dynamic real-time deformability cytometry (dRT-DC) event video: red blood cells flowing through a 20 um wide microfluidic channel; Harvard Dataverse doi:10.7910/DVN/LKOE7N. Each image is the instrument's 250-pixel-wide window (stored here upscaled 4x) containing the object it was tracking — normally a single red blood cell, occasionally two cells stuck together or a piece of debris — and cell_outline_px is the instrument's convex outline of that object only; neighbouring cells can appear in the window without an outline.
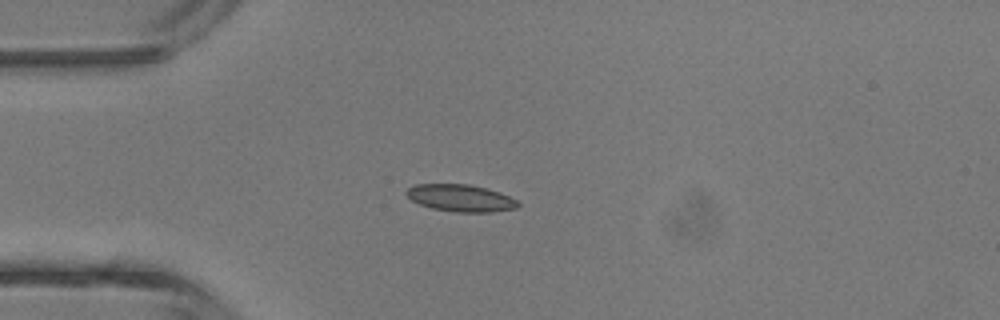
{"species": "common noctule bat (a hibernating species)", "species_latin": "Nyctalus noctula", "temperature_condition": "room temperature", "stored_images_in_passage": 3, "camera_frame_rate_fps": 3000, "um_per_image_px": 0.085, "animal": {"sex": "male", "body_mass_g": 13.3}, "frame": {"image": 1, "passage_image": 3, "time_ms": 2.333, "image_size_px": [1000, 320], "cell_outline_px": [[520, 204], [516, 208], [492, 212], [456, 212], [432, 208], [420, 204], [412, 200], [404, 192], [408, 188], [416, 184], [468, 184], [500, 192], [516, 200]], "centroid_in_image_um": [39.14, 16.83], "position_along_channel_um": 45.9, "area_um2": 17.46}}